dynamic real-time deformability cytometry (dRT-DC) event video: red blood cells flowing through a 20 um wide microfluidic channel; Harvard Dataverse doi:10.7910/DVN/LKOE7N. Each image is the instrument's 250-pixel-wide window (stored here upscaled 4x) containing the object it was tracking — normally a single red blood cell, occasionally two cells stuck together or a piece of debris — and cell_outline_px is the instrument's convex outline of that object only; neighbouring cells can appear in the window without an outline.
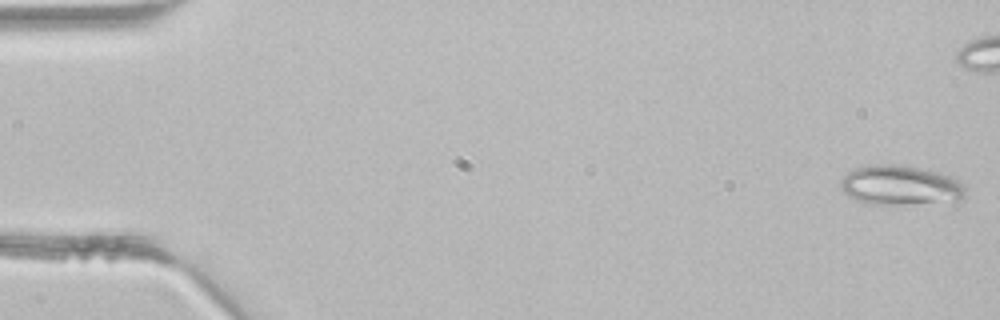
{"species": "common noctule bat (a hibernating species)", "species_latin": "Nyctalus noctula", "temperature_condition": "room temperature", "stored_images_in_passage": 4, "camera_frame_rate_fps": 3000, "um_per_image_px": 0.085, "animal": {"sex": "male", "body_mass_g": 21.5, "forearm_length_mm": 52.0}, "frame": {"image": 1, "passage_image": 1, "time_ms": 0.0, "image_size_px": [1000, 320], "cell_outline_px": [[968, 184], [964, 200], [956, 208], [864, 204], [848, 196], [840, 188], [840, 180], [848, 172], [856, 168], [876, 164], [896, 164], [936, 172], [948, 176]], "centroid_in_image_um": [76.74, 15.88], "position_along_channel_um": 8.3, "area_um2": 31.15}}